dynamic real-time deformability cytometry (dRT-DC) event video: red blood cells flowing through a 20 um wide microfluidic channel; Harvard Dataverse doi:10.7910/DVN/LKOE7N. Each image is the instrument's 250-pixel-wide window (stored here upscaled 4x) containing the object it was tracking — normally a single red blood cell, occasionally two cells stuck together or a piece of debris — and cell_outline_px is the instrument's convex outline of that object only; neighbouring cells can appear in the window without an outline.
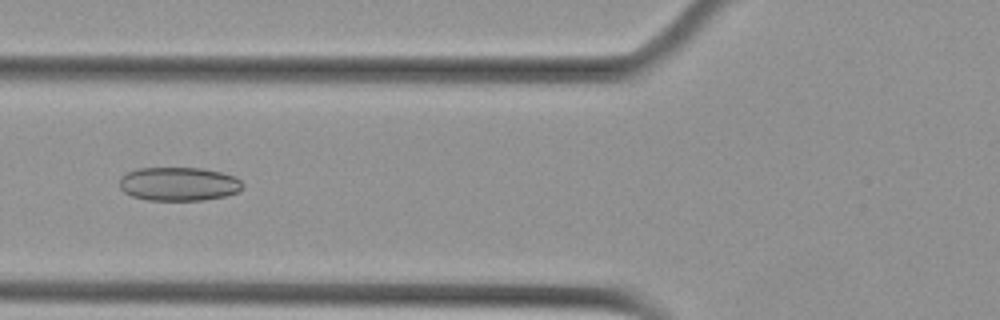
{"species": "Egyptian fruit bat (a non-hibernating species)", "species_latin": "Rousettus aegyptiacus", "temperature_condition": "cold", "stored_images_in_passage": 10, "camera_frame_rate_fps": 3000, "um_per_image_px": 0.085, "animal": {"sex": "female"}, "frame": {"image": 1, "passage_image": 6, "time_ms": 1.667, "image_size_px": [1000, 320], "cell_outline_px": [[244, 188], [236, 192], [224, 196], [204, 200], [148, 200], [132, 196], [124, 192], [120, 188], [120, 176], [136, 168], [204, 168], [236, 176], [244, 184]], "centroid_in_image_um": [15.2, 15.63], "position_along_channel_um": 110.6, "area_um2": 24.33}}
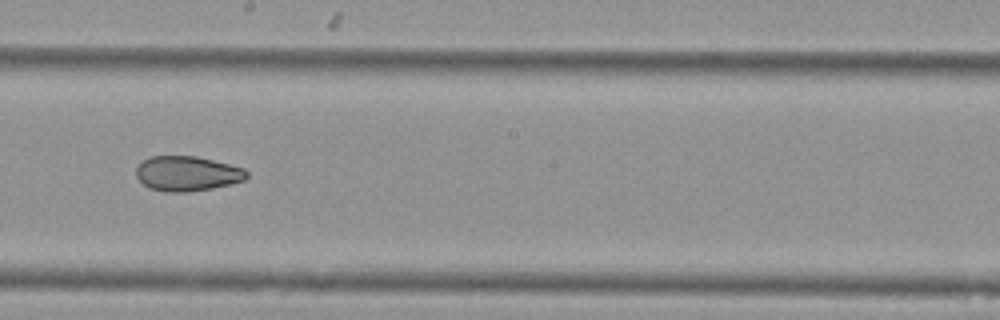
{"frame": {"image": 2, "passage_image": 9, "time_ms": 2.667, "image_size_px": [1000, 320], "cell_outline_px": [[248, 176], [244, 180], [232, 184], [212, 188], [188, 192], [164, 192], [148, 188], [136, 176], [136, 168], [144, 160], [152, 156], [196, 156], [244, 168], [248, 172]], "centroid_in_image_um": [15.92, 14.76], "position_along_channel_um": 232.3, "area_um2": 22.48}}
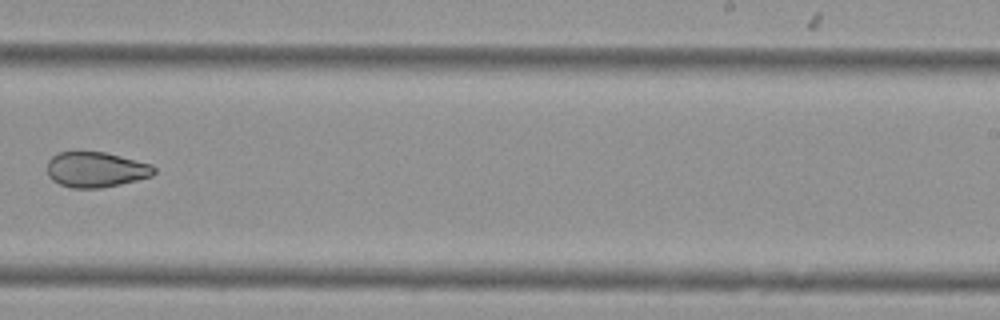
{"frame": {"image": 3, "passage_image": 10, "time_ms": 3.0, "image_size_px": [1000, 320], "cell_outline_px": [[156, 172], [152, 176], [120, 184], [100, 188], [72, 188], [60, 184], [52, 180], [48, 176], [48, 160], [52, 156], [60, 152], [104, 152], [152, 164], [156, 168]], "centroid_in_image_um": [8.16, 14.42], "position_along_channel_um": 280.8, "area_um2": 21.96}}